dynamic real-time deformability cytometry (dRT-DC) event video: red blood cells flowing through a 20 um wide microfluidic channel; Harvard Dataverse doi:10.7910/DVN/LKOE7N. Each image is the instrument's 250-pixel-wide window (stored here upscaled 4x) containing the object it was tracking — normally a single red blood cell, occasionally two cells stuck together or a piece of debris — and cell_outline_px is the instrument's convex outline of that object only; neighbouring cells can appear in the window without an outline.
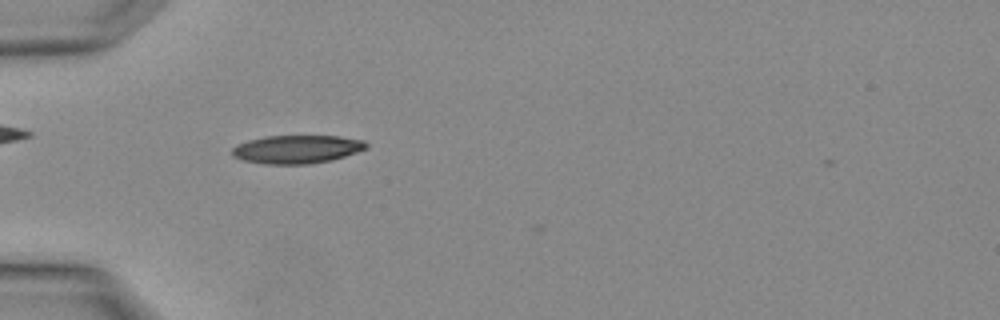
{"species": "Egyptian fruit bat (a non-hibernating species)", "species_latin": "Rousettus aegyptiacus", "temperature_condition": "warm", "stored_images_in_passage": 2, "camera_frame_rate_fps": 3000, "um_per_image_px": 0.085, "animal": {"sex": "female"}, "frame": {"image": 1, "passage_image": 2, "time_ms": 0.333, "image_size_px": [1000, 320], "cell_outline_px": [[368, 148], [332, 160], [308, 164], [264, 164], [244, 160], [232, 156], [232, 148], [236, 144], [248, 140], [264, 136], [336, 136], [364, 140], [368, 144]], "centroid_in_image_um": [25.22, 12.68], "position_along_channel_um": 59.8, "area_um2": 22.14}}